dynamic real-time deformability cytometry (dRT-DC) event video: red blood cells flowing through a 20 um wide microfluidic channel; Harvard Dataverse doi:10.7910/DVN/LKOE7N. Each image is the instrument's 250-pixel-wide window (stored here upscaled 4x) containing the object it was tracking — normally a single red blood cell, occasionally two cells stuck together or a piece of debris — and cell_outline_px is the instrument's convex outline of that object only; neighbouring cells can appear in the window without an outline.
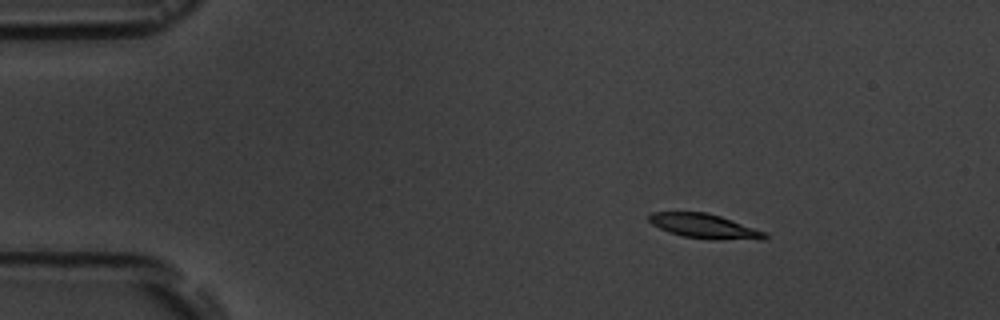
{"species": "common noctule bat (a hibernating species)", "species_latin": "Nyctalus noctula", "temperature_condition": "room temperature", "stored_images_in_passage": 16, "camera_frame_rate_fps": 3000, "um_per_image_px": 0.085, "animal": {"sex": "male", "body_mass_g": 19.5, "forearm_length_mm": 54.6}, "frame": {"image": 1, "passage_image": 2, "time_ms": 1.333, "image_size_px": [1000, 320], "cell_outline_px": [[768, 236], [764, 240], [712, 240], [684, 236], [668, 232], [652, 224], [648, 220], [648, 216], [652, 212], [704, 212], [720, 216], [768, 232]], "centroid_in_image_um": [59.94, 19.24], "position_along_channel_um": 25.1, "area_um2": 16.76}}
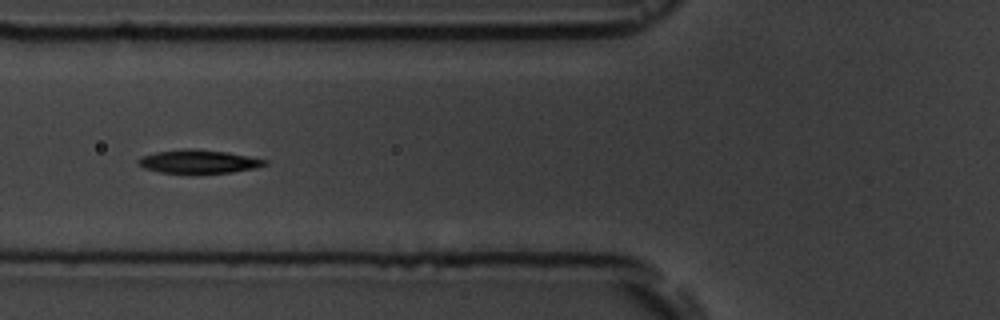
{"frame": {"image": 2, "passage_image": 6, "time_ms": 5.667, "image_size_px": [1000, 320], "cell_outline_px": [[268, 164], [256, 168], [232, 172], [160, 172], [144, 168], [136, 164], [136, 160], [140, 156], [156, 152], [184, 148], [192, 148], [228, 152], [268, 160]], "centroid_in_image_um": [16.86, 13.71], "position_along_channel_um": 108.9, "area_um2": 17.22}}
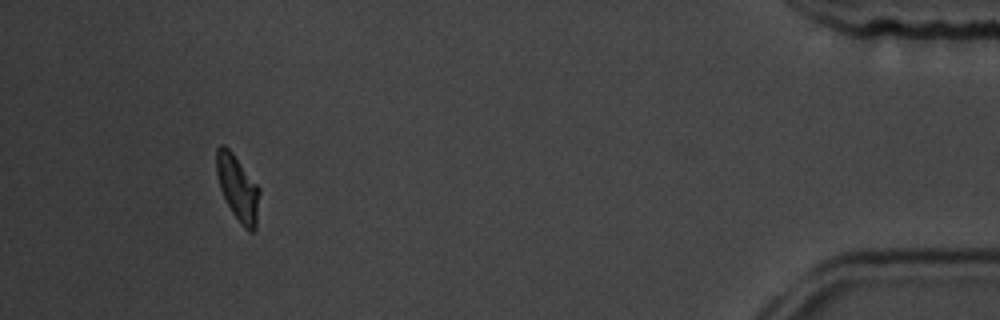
{"frame": {"image": 3, "passage_image": 15, "time_ms": 16.0, "image_size_px": [1000, 320], "cell_outline_px": [[260, 192], [256, 228], [252, 232], [248, 232], [240, 224], [232, 212], [220, 188], [216, 172], [216, 148], [220, 144], [224, 144], [232, 152], [260, 188]], "centroid_in_image_um": [20.21, 15.98], "position_along_channel_um": 415.0, "area_um2": 16.42}, "authors_computed_cell_mechanics": {"area_um2": 17.1955, "velocity_mm_per_s": 3.609, "shape_relaxation_time_tau1_ms": 3.4328, "shape_relaxation_time_tau2_ms": 2.5585, "deformation_change_tau1": 0.1414, "deformation_change_tau2": 0.051}}